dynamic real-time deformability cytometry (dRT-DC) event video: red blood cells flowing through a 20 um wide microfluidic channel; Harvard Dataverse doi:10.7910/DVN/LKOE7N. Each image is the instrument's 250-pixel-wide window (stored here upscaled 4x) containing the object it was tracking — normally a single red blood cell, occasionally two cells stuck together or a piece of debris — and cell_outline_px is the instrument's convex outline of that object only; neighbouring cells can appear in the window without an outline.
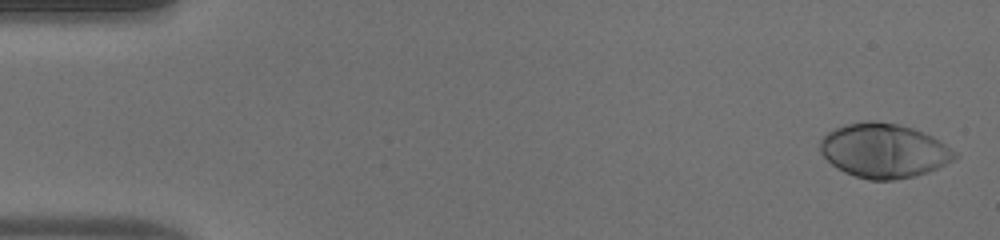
{"species": "human", "species_latin": "Homo sapiens", "temperature_condition": "warm", "stored_images_in_passage": 51, "camera_frame_rate_fps": 3000, "um_per_image_px": 0.085, "donor": {"sex": "male"}, "frame": {"image": 1, "passage_image": 2, "time_ms": 0.333, "image_size_px": [1000, 240], "cell_outline_px": [[956, 156], [952, 160], [928, 172], [916, 176], [892, 180], [868, 180], [844, 172], [832, 164], [820, 152], [820, 140], [828, 132], [844, 124], [868, 120], [872, 120], [896, 124], [912, 128], [932, 136], [940, 140], [956, 152]], "centroid_in_image_um": [75.11, 12.8], "position_along_channel_um": 9.9, "area_um2": 42.37}}
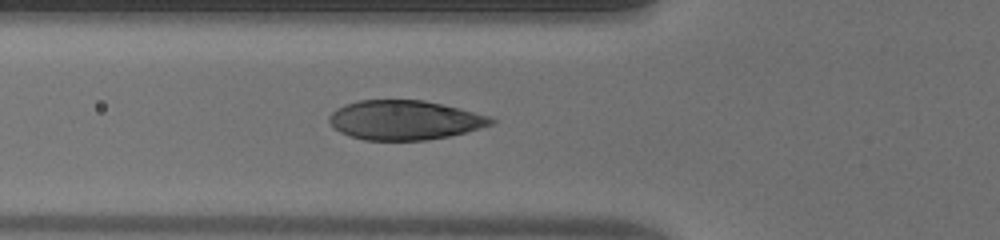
{"frame": {"image": 2, "passage_image": 19, "time_ms": 6.0, "image_size_px": [1000, 240], "cell_outline_px": [[496, 120], [492, 124], [480, 128], [448, 136], [428, 140], [364, 140], [340, 132], [328, 120], [328, 116], [336, 108], [344, 104], [356, 100], [424, 100], [460, 108], [488, 116]], "centroid_in_image_um": [34.37, 10.2], "position_along_channel_um": 91.4, "area_um2": 37.05}}
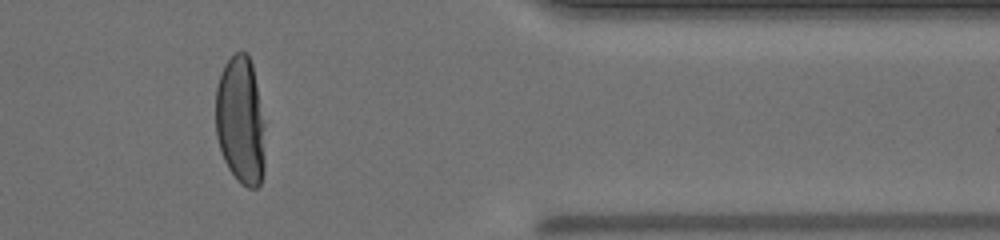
{"frame": {"image": 3, "passage_image": 43, "time_ms": 14.0, "image_size_px": [1000, 240], "cell_outline_px": [[264, 172], [260, 184], [256, 188], [248, 188], [240, 184], [236, 180], [228, 168], [224, 160], [216, 136], [216, 88], [220, 72], [224, 64], [236, 52], [248, 52], [252, 64], [264, 124]], "centroid_in_image_um": [20.44, 10.28], "position_along_channel_um": 391.0, "area_um2": 37.11}, "authors_computed_cell_mechanics": {"area_um2": 40.0554, "velocity_mm_per_s": 3.989, "shape_relaxation_time_tau1_ms": 3.1323, "shape_relaxation_time_tau2_ms": null, "deformation_change_tau1": 0.2257, "deformation_change_tau2": null}}